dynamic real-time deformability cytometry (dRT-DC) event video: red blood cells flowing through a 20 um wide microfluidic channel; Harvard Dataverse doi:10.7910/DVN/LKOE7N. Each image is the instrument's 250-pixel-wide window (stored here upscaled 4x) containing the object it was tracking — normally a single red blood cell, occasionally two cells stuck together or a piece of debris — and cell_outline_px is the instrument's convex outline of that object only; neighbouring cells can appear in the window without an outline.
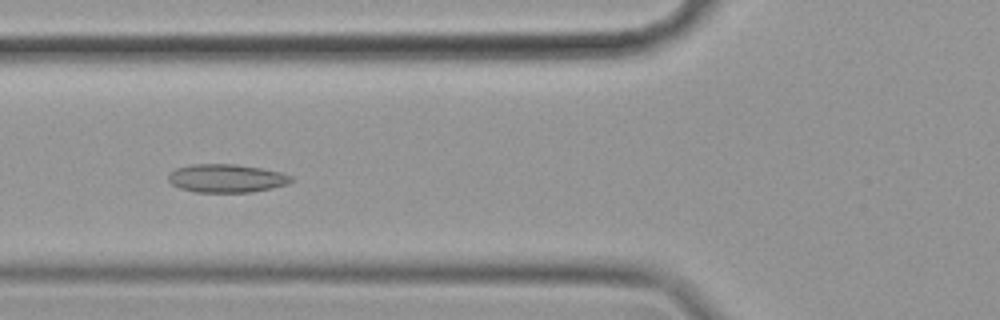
{"species": "common noctule bat (a hibernating species)", "species_latin": "Nyctalus noctula", "temperature_condition": "cold", "stored_images_in_passage": 56, "camera_frame_rate_fps": 3000, "um_per_image_px": 0.085, "animal": {"sex": "female", "body_mass_g": 19.9}, "frame": {"image": 1, "passage_image": 20, "time_ms": 6.333, "image_size_px": [1000, 320], "cell_outline_px": [[296, 180], [288, 184], [272, 188], [252, 192], [196, 192], [180, 188], [172, 184], [168, 180], [168, 176], [176, 168], [192, 164], [236, 164], [260, 168], [280, 172], [292, 176]], "centroid_in_image_um": [19.29, 15.16], "position_along_channel_um": 106.5, "area_um2": 20.29}}
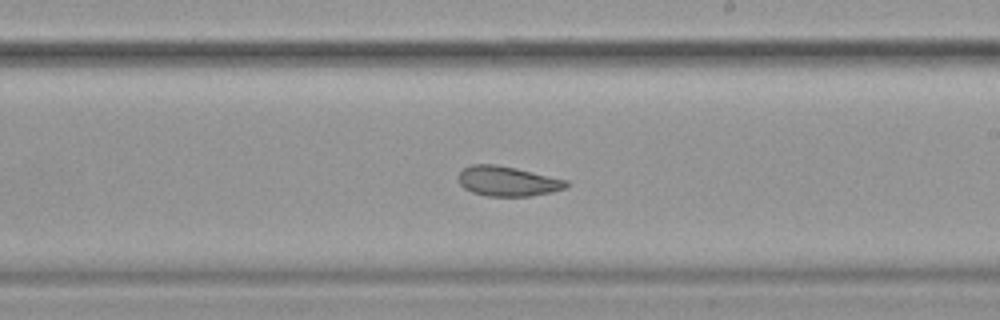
{"frame": {"image": 2, "passage_image": 32, "time_ms": 10.333, "image_size_px": [1000, 320], "cell_outline_px": [[568, 184], [564, 188], [552, 192], [528, 196], [488, 196], [472, 192], [464, 188], [460, 184], [456, 176], [464, 168], [472, 164], [496, 164], [516, 168], [568, 180]], "centroid_in_image_um": [43.11, 15.39], "position_along_channel_um": 245.9, "area_um2": 18.79}}
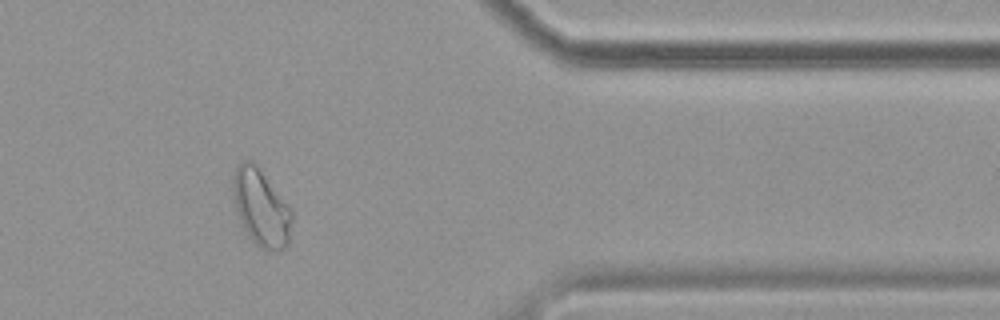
{"frame": {"image": 3, "passage_image": 46, "time_ms": 15.0, "image_size_px": [1000, 320], "cell_outline_px": [[292, 220], [288, 244], [280, 252], [276, 252], [260, 248], [252, 240], [240, 224], [236, 212], [232, 196], [232, 176], [236, 168], [244, 160], [252, 160], [256, 164], [292, 208]], "centroid_in_image_um": [22.18, 17.66], "position_along_channel_um": 389.2, "area_um2": 26.88}, "authors_computed_cell_mechanics": {"area_um2": 22.542, "velocity_mm_per_s": 3.4933, "shape_relaxation_time_tau1_ms": null, "shape_relaxation_time_tau2_ms": 2.6852, "deformation_change_tau1": null, "deformation_change_tau2": 0.0793}}